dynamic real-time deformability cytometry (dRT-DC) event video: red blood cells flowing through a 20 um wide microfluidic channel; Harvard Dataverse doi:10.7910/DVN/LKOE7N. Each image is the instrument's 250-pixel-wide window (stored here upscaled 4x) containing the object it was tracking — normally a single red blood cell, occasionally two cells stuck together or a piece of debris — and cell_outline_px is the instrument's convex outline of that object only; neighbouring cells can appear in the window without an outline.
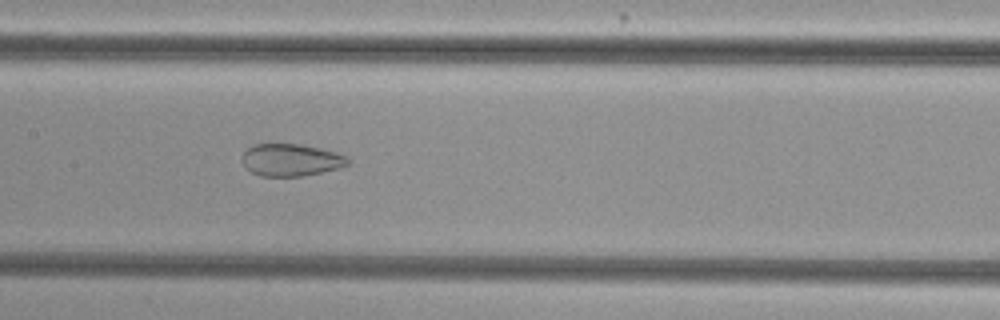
{"species": "common noctule bat (a hibernating species)", "species_latin": "Nyctalus noctula", "temperature_condition": "cold", "stored_images_in_passage": 53, "camera_frame_rate_fps": 3000, "um_per_image_px": 0.085, "animal": {"sex": "female", "body_mass_g": 29.2, "forearm_length_mm": 56.3}, "frame": {"image": 1, "passage_image": 26, "time_ms": 8.333, "image_size_px": [1000, 320], "cell_outline_px": [[348, 164], [340, 168], [300, 176], [260, 176], [244, 168], [240, 160], [244, 152], [252, 144], [300, 144], [320, 148], [336, 152], [344, 156], [348, 160]], "centroid_in_image_um": [24.66, 13.59], "position_along_channel_um": 182.7, "area_um2": 19.88}}
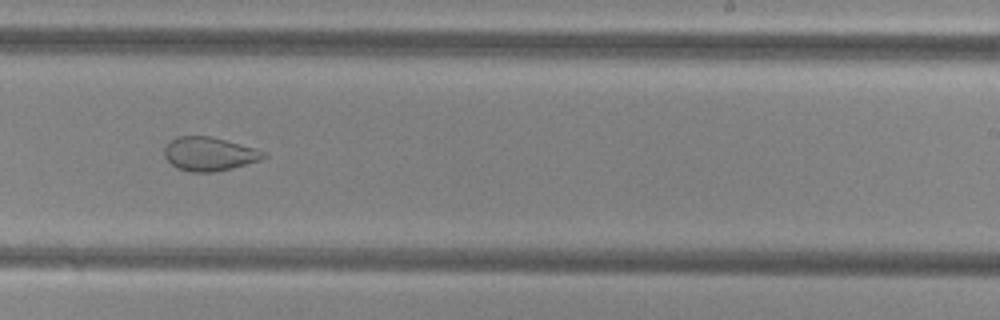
{"frame": {"image": 2, "passage_image": 33, "time_ms": 10.667, "image_size_px": [1000, 320], "cell_outline_px": [[268, 156], [260, 160], [232, 168], [212, 172], [192, 172], [176, 168], [164, 156], [164, 148], [176, 136], [212, 136], [256, 148], [268, 152]], "centroid_in_image_um": [17.82, 13.08], "position_along_channel_um": 271.2, "area_um2": 19.59}}
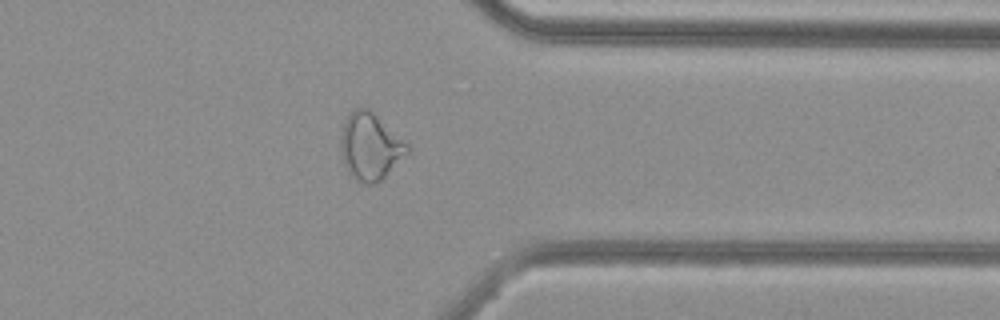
{"frame": {"image": 3, "passage_image": 42, "time_ms": 13.667, "image_size_px": [1000, 320], "cell_outline_px": [[412, 148], [380, 180], [372, 184], [364, 184], [356, 180], [348, 172], [344, 164], [340, 152], [340, 144], [344, 124], [348, 112], [356, 108], [368, 108], [408, 144]], "centroid_in_image_um": [31.44, 12.45], "position_along_channel_um": 380.0, "area_um2": 25.55}, "authors_computed_cell_mechanics": {"area_um2": 27.3972, "velocity_mm_per_s": 3.8056, "shape_relaxation_time_tau1_ms": null, "shape_relaxation_time_tau2_ms": 1.4911, "deformation_change_tau1": null, "deformation_change_tau2": 0.0795}}